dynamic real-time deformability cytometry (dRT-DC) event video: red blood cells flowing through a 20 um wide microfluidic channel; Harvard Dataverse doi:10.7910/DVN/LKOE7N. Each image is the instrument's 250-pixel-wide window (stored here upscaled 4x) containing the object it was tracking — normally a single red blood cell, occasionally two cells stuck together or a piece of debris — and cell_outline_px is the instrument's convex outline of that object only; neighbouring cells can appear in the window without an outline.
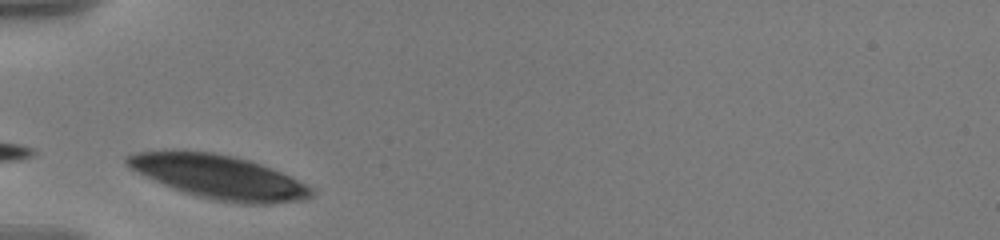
{"species": "human", "species_latin": "Homo sapiens", "temperature_condition": "warm", "stored_images_in_passage": 4, "camera_frame_rate_fps": 3000, "um_per_image_px": 0.085, "donor": {"sex": "male"}, "frame": {"image": 1, "passage_image": 1, "time_ms": 0.0, "image_size_px": [1000, 240], "cell_outline_px": [[316, 192], [308, 200], [268, 204], [240, 204], [212, 200], [196, 196], [172, 188], [136, 172], [124, 160], [124, 156], [136, 152], [212, 152], [232, 156], [248, 160], [260, 164], [280, 172], [308, 184]], "centroid_in_image_um": [18.68, 15.08], "position_along_channel_um": 66.3, "area_um2": 46.7}}
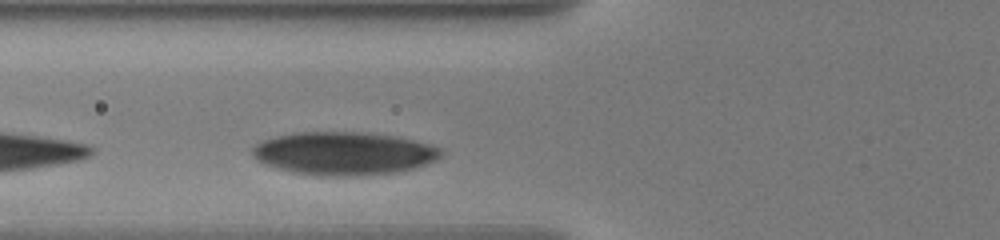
{"frame": {"image": 2, "passage_image": 4, "time_ms": 1.0, "image_size_px": [1000, 240], "cell_outline_px": [[444, 152], [436, 160], [412, 168], [396, 172], [360, 176], [316, 176], [292, 172], [276, 168], [264, 164], [256, 160], [252, 156], [252, 148], [256, 144], [264, 140], [276, 136], [296, 132], [360, 132], [396, 136], [444, 148]], "centroid_in_image_um": [29.2, 13.05], "position_along_channel_um": 96.6, "area_um2": 47.57}}